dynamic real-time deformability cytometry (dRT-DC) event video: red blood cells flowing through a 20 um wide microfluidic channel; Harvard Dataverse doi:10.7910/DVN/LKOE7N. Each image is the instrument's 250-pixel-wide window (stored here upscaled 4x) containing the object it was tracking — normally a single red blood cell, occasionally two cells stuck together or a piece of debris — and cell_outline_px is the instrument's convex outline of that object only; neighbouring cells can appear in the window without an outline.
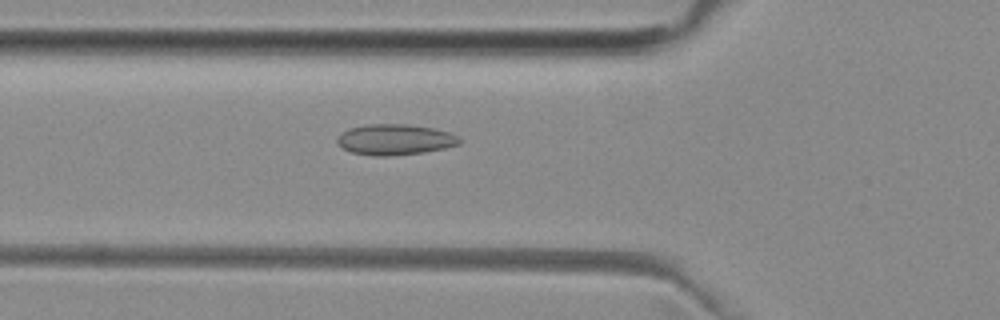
{"species": "common noctule bat (a hibernating species)", "species_latin": "Nyctalus noctula", "temperature_condition": "room temperature", "stored_images_in_passage": 52, "camera_frame_rate_fps": 3000, "um_per_image_px": 0.085, "animal": {"sex": "female", "body_mass_g": 29.2, "forearm_length_mm": 56.3}, "frame": {"image": 1, "passage_image": 18, "time_ms": 5.667, "image_size_px": [1000, 320], "cell_outline_px": [[460, 144], [444, 148], [424, 152], [392, 156], [372, 156], [352, 152], [344, 148], [336, 140], [348, 128], [368, 124], [408, 124], [432, 128], [448, 132], [456, 136], [460, 140]], "centroid_in_image_um": [33.57, 11.87], "position_along_channel_um": 92.2, "area_um2": 21.68}}
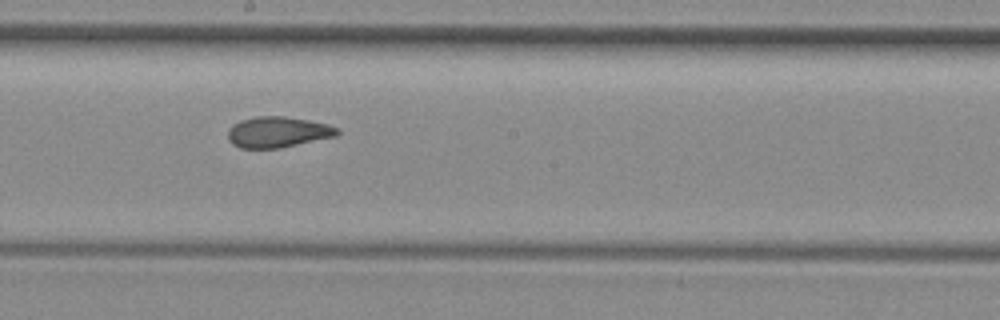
{"frame": {"image": 2, "passage_image": 28, "time_ms": 9.0, "image_size_px": [1000, 320], "cell_outline_px": [[340, 132], [336, 136], [280, 148], [240, 148], [232, 144], [228, 140], [228, 128], [232, 124], [240, 120], [256, 116], [284, 116], [308, 120], [328, 124], [336, 128]], "centroid_in_image_um": [23.57, 11.22], "position_along_channel_um": 224.6, "area_um2": 19.71}}
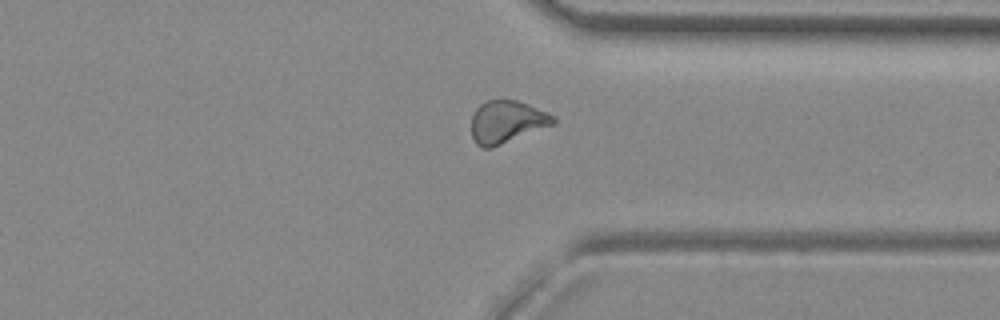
{"frame": {"image": 3, "passage_image": 39, "time_ms": 12.667, "image_size_px": [1000, 320], "cell_outline_px": [[556, 124], [492, 148], [484, 148], [476, 144], [472, 136], [472, 112], [480, 104], [488, 100], [516, 100], [528, 104], [548, 112], [556, 120]], "centroid_in_image_um": [43.08, 10.36], "position_along_channel_um": 368.3, "area_um2": 20.4}, "authors_computed_cell_mechanics": {"area_um2": 20.3456, "velocity_mm_per_s": 3.9621, "shape_relaxation_time_tau1_ms": null, "shape_relaxation_time_tau2_ms": 2.4436, "deformation_change_tau1": null, "deformation_change_tau2": 0.0678}}